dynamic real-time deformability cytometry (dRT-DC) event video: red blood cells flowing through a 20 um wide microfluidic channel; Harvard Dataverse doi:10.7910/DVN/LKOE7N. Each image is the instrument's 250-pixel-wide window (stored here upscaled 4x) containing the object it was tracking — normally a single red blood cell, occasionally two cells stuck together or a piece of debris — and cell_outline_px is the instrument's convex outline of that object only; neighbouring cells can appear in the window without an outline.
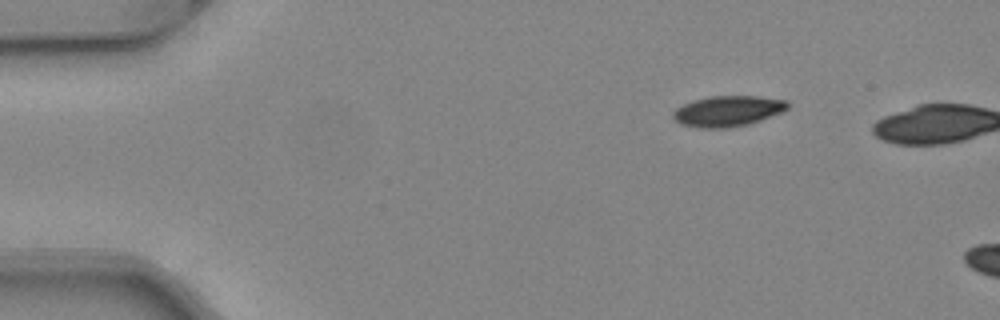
{"species": "common noctule bat (a hibernating species)", "species_latin": "Nyctalus noctula", "temperature_condition": "warm", "stored_images_in_passage": 3, "camera_frame_rate_fps": 3000, "um_per_image_px": 0.085, "animal": {"sex": "female", "body_mass_g": 24.6, "forearm_length_mm": 56.2}, "frame": {"image": 1, "passage_image": 1, "time_ms": 0.0, "image_size_px": [1000, 320], "cell_outline_px": [[788, 108], [784, 112], [748, 124], [724, 128], [700, 128], [680, 124], [672, 116], [672, 112], [676, 108], [684, 104], [696, 100], [712, 96], [756, 96], [788, 100]], "centroid_in_image_um": [61.88, 9.44], "position_along_channel_um": 23.1, "area_um2": 20.4}}